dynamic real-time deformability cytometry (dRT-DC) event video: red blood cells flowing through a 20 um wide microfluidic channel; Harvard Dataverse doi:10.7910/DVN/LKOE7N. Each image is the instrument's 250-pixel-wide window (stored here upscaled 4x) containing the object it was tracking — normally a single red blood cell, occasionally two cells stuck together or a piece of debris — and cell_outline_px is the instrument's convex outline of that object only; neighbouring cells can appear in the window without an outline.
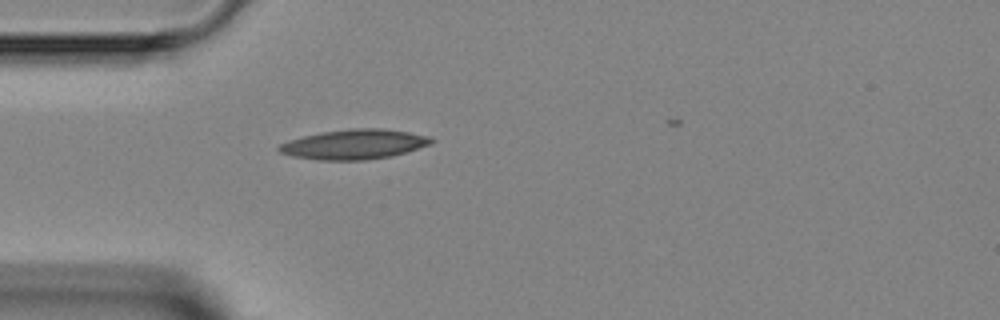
{"species": "Egyptian fruit bat (a non-hibernating species)", "species_latin": "Rousettus aegyptiacus", "temperature_condition": "room temperature", "stored_images_in_passage": 1, "camera_frame_rate_fps": 3000, "um_per_image_px": 0.085, "animal": {"sex": "female"}, "frame": {"image": 1, "passage_image": 1, "time_ms": 0.0, "image_size_px": [1000, 320], "cell_outline_px": [[436, 140], [432, 144], [392, 156], [364, 160], [316, 160], [292, 156], [280, 152], [276, 148], [280, 144], [288, 140], [304, 136], [324, 132], [352, 128], [384, 128], [408, 132], [428, 136]], "centroid_in_image_um": [30.12, 12.27], "position_along_channel_um": 54.9, "area_um2": 26.47}}